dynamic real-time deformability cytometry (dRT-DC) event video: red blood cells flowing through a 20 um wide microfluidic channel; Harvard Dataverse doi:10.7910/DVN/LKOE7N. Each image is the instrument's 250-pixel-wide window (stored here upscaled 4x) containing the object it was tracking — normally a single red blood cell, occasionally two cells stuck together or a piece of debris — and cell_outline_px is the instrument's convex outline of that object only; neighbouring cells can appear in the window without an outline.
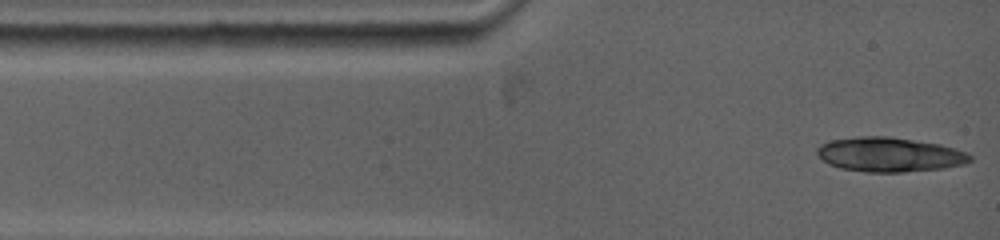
{"species": "common noctule bat (a hibernating species)", "species_latin": "Nyctalus noctula", "temperature_condition": "warm", "stored_images_in_passage": 4, "camera_frame_rate_fps": 5000, "um_per_image_px": 0.085, "animal": {"sex": "female", "body_mass_g": 19.0, "forearm_length_mm": 53.3}, "frame": {"image": 1, "passage_image": 1, "time_ms": 0.0, "image_size_px": [1000, 240], "cell_outline_px": [[972, 160], [964, 164], [944, 168], [904, 172], [864, 172], [840, 168], [828, 164], [816, 152], [816, 148], [820, 144], [828, 140], [860, 136], [888, 136], [940, 144], [956, 148], [968, 152], [972, 156]], "centroid_in_image_um": [75.61, 13.13], "position_along_channel_um": 9.4, "area_um2": 30.98}}